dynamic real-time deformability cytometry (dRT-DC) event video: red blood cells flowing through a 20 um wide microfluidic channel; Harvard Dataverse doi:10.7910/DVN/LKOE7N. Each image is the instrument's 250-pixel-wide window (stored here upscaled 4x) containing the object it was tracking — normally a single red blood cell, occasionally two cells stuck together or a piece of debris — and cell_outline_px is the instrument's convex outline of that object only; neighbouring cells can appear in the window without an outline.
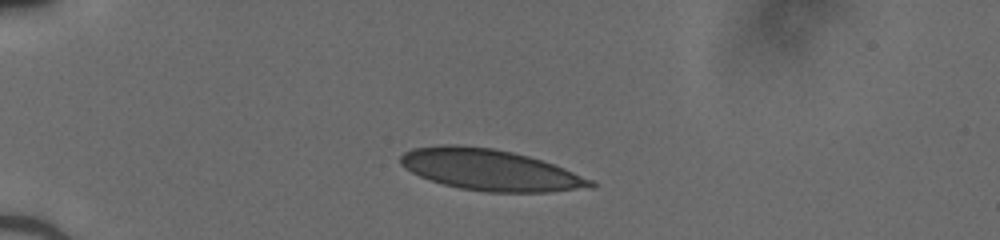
{"species": "human", "species_latin": "Homo sapiens", "temperature_condition": "cold", "stored_images_in_passage": 37, "camera_frame_rate_fps": 3000, "um_per_image_px": 0.085, "donor": {"sex": "male"}, "frame": {"image": 1, "passage_image": 1, "time_ms": 0.0, "image_size_px": [1000, 240], "cell_outline_px": [[596, 188], [548, 192], [488, 192], [460, 188], [444, 184], [420, 176], [412, 172], [400, 164], [400, 156], [404, 152], [412, 148], [444, 144], [456, 144], [492, 148], [512, 152], [528, 156], [564, 168], [592, 180], [596, 184]], "centroid_in_image_um": [41.67, 14.44], "position_along_channel_um": 43.3, "area_um2": 45.49}}
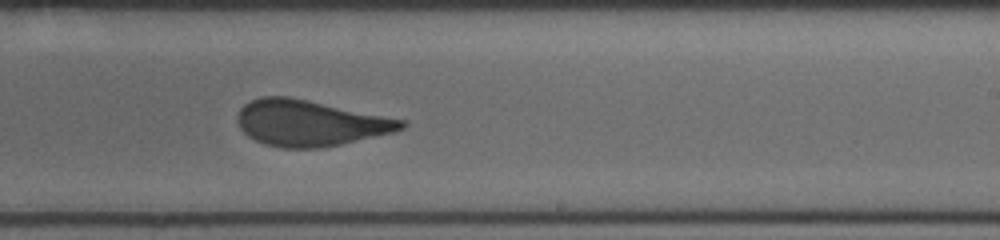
{"frame": {"image": 2, "passage_image": 20, "time_ms": 6.333, "image_size_px": [1000, 240], "cell_outline_px": [[408, 124], [404, 128], [392, 132], [340, 144], [320, 148], [284, 148], [264, 144], [248, 136], [240, 128], [236, 120], [236, 116], [240, 108], [244, 104], [252, 100], [264, 96], [288, 96], [408, 120]], "centroid_in_image_um": [26.34, 10.45], "position_along_channel_um": 262.7, "area_um2": 43.87}}
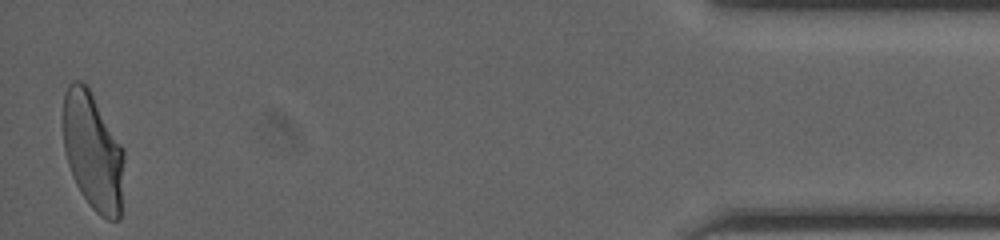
{"frame": {"image": 3, "passage_image": 37, "time_ms": 12.0, "image_size_px": [1000, 240], "cell_outline_px": [[124, 160], [120, 220], [108, 220], [100, 216], [88, 204], [80, 192], [72, 176], [64, 152], [64, 92], [68, 84], [72, 80], [80, 80], [88, 88], [124, 148]], "centroid_in_image_um": [7.9, 12.9], "position_along_channel_um": 427.3, "area_um2": 41.85}}